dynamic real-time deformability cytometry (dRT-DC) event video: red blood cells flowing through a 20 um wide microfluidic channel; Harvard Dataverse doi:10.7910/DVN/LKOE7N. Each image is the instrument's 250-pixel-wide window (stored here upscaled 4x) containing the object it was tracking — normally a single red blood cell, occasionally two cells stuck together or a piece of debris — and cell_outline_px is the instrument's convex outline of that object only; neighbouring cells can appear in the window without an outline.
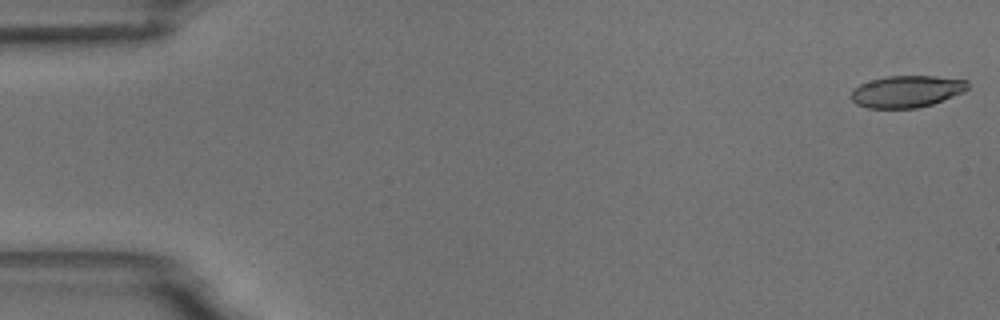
{"species": "common noctule bat (a hibernating species)", "species_latin": "Nyctalus noctula", "temperature_condition": "room temperature", "stored_images_in_passage": 16, "camera_frame_rate_fps": 3000, "um_per_image_px": 0.085, "animal": {"sex": "male", "body_mass_g": 18.8}, "frame": {"image": 1, "passage_image": 1, "time_ms": 0.0, "image_size_px": [1000, 320], "cell_outline_px": [[968, 88], [964, 92], [932, 104], [916, 108], [868, 108], [856, 104], [852, 100], [852, 88], [860, 84], [872, 80], [888, 76], [936, 76], [968, 80]], "centroid_in_image_um": [77.08, 7.77], "position_along_channel_um": 7.9, "area_um2": 21.62}}
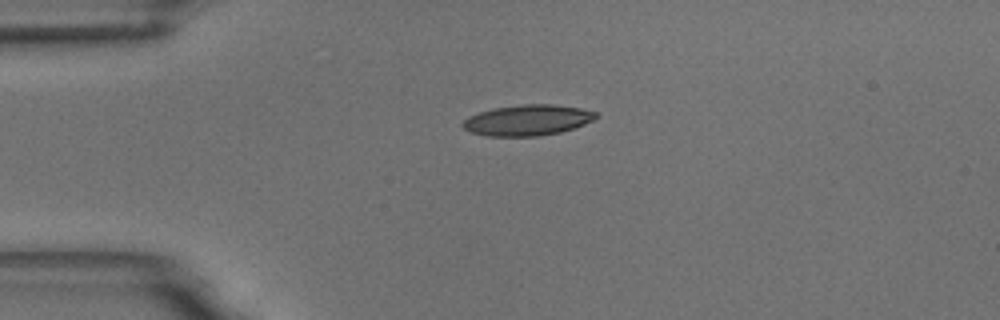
{"frame": {"image": 2, "passage_image": 13, "time_ms": 4.0, "image_size_px": [1000, 320], "cell_outline_px": [[600, 116], [584, 124], [560, 132], [536, 136], [488, 136], [472, 132], [464, 128], [460, 124], [468, 116], [492, 108], [524, 104], [552, 104], [580, 108], [596, 112]], "centroid_in_image_um": [44.83, 10.21], "position_along_channel_um": 40.2, "area_um2": 23.76}}